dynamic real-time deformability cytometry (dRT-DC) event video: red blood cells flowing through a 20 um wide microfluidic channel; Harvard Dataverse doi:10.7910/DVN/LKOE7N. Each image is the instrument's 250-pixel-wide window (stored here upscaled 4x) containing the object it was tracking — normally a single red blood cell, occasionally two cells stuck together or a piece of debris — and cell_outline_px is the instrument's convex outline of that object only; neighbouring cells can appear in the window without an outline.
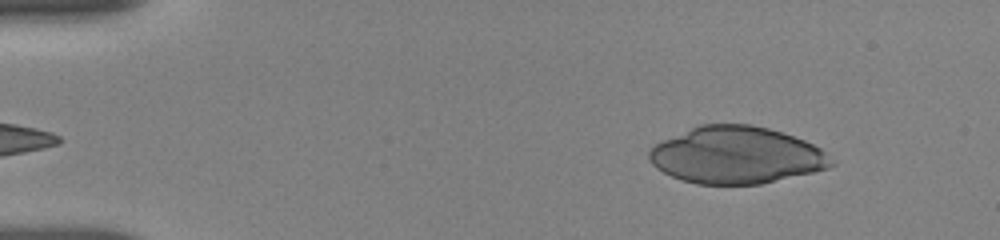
{"species": "human", "species_latin": "Homo sapiens", "temperature_condition": "room temperature", "stored_images_in_passage": 13, "camera_frame_rate_fps": 3000, "um_per_image_px": 0.085, "donor": {"sex": "female"}, "frame": {"image": 1, "passage_image": 1, "time_ms": 0.0, "image_size_px": [1000, 240], "cell_outline_px": [[836, 164], [828, 168], [812, 172], [760, 184], [696, 184], [672, 176], [656, 168], [652, 164], [648, 156], [648, 152], [656, 144], [664, 140], [700, 124], [752, 124], [768, 128], [804, 140], [820, 148], [836, 160]], "centroid_in_image_um": [62.62, 13.19], "position_along_channel_um": 22.4, "area_um2": 60.17}}